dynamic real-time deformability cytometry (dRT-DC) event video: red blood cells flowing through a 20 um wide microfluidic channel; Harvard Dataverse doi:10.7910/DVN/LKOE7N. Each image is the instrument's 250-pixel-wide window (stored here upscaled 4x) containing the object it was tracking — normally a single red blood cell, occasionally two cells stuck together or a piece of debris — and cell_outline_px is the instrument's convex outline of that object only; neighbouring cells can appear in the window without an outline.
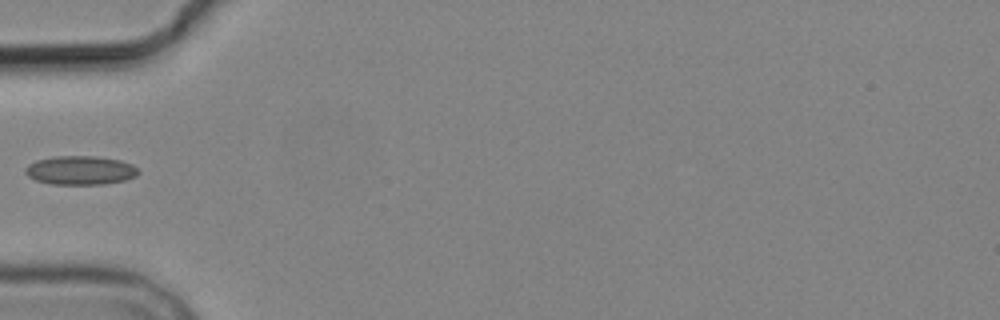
{"species": "common noctule bat (a hibernating species)", "species_latin": "Nyctalus noctula", "temperature_condition": "cold", "stored_images_in_passage": 5, "camera_frame_rate_fps": 3000, "um_per_image_px": 0.085, "animal": {"sex": "male", "body_mass_g": 19.2, "forearm_length_mm": 51.8}, "frame": {"image": 1, "passage_image": 5, "time_ms": 5.0, "image_size_px": [1000, 320], "cell_outline_px": [[140, 172], [136, 176], [124, 180], [104, 184], [52, 184], [36, 180], [28, 176], [24, 172], [24, 168], [28, 164], [36, 160], [52, 156], [96, 156], [120, 160], [132, 164]], "centroid_in_image_um": [6.81, 14.47], "position_along_channel_um": 78.2, "area_um2": 19.07}}